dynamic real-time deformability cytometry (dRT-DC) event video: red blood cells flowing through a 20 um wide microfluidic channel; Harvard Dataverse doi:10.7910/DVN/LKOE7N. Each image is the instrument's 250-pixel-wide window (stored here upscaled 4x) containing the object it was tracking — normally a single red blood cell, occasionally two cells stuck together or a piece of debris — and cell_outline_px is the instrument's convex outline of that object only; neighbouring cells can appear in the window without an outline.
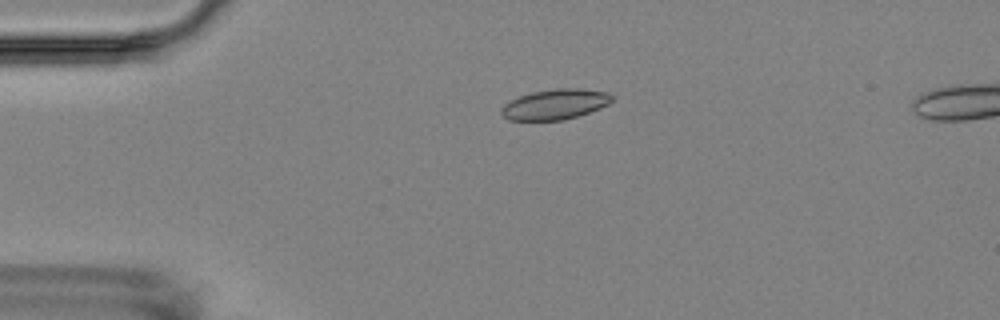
{"species": "Egyptian fruit bat (a non-hibernating species)", "species_latin": "Rousettus aegyptiacus", "temperature_condition": "room temperature", "stored_images_in_passage": 6, "camera_frame_rate_fps": 3000, "um_per_image_px": 0.085, "animal": {"sex": "female"}, "frame": {"image": 1, "passage_image": 4, "time_ms": 3.667, "image_size_px": [1000, 320], "cell_outline_px": [[612, 100], [608, 104], [600, 108], [564, 120], [508, 120], [500, 112], [500, 108], [504, 104], [520, 96], [532, 92], [556, 88], [580, 88], [608, 92], [612, 96]], "centroid_in_image_um": [47.17, 8.86], "position_along_channel_um": 37.8, "area_um2": 19.42}}